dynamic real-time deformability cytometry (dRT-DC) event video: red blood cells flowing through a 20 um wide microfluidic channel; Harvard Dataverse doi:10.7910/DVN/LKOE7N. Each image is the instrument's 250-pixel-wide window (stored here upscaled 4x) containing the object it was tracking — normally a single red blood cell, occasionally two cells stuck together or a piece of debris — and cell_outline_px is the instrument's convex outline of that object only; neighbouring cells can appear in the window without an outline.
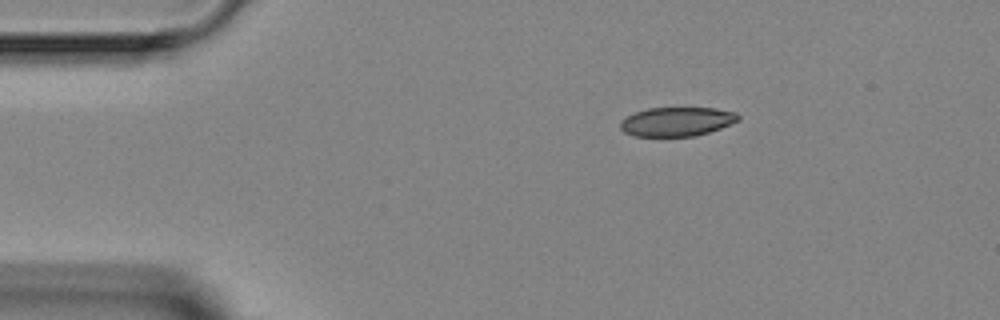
{"species": "Egyptian fruit bat (a non-hibernating species)", "species_latin": "Rousettus aegyptiacus", "temperature_condition": "room temperature", "stored_images_in_passage": 3, "camera_frame_rate_fps": 3000, "um_per_image_px": 0.085, "animal": {"sex": "female"}, "frame": {"image": 1, "passage_image": 1, "time_ms": 0.0, "image_size_px": [1000, 320], "cell_outline_px": [[740, 120], [720, 128], [696, 136], [632, 136], [624, 132], [620, 128], [620, 120], [636, 112], [648, 108], [716, 108], [736, 112], [740, 116]], "centroid_in_image_um": [57.53, 10.34], "position_along_channel_um": 27.5, "area_um2": 20.0}}
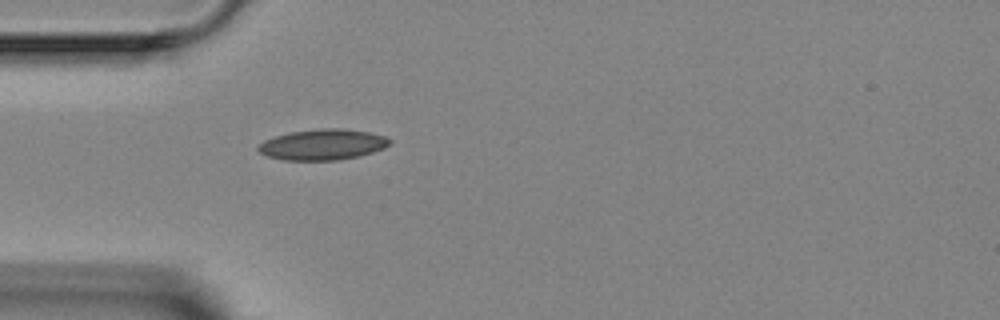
{"frame": {"image": 2, "passage_image": 3, "time_ms": 2.0, "image_size_px": [1000, 320], "cell_outline_px": [[392, 144], [384, 148], [372, 152], [356, 156], [336, 160], [284, 160], [268, 156], [260, 152], [256, 148], [264, 140], [276, 136], [292, 132], [320, 128], [340, 128], [368, 132], [384, 136], [392, 140]], "centroid_in_image_um": [27.44, 12.28], "position_along_channel_um": 57.6, "area_um2": 23.35}}